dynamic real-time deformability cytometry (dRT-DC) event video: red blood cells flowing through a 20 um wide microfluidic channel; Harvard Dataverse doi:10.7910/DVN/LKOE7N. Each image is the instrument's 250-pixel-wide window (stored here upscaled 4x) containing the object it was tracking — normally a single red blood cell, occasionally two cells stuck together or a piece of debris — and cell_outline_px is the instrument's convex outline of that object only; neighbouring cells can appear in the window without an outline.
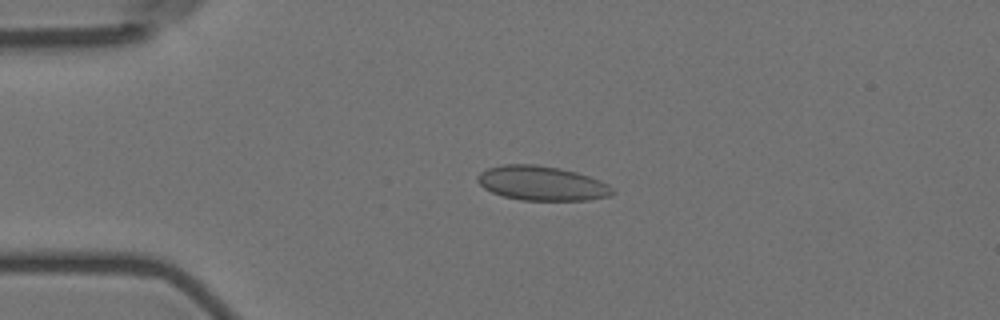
{"species": "Egyptian fruit bat (a non-hibernating species)", "species_latin": "Rousettus aegyptiacus", "temperature_condition": "room temperature", "stored_images_in_passage": 4, "camera_frame_rate_fps": 3000, "um_per_image_px": 0.085, "animal": {"sex": "female"}, "frame": {"image": 1, "passage_image": 3, "time_ms": 2.333, "image_size_px": [1000, 320], "cell_outline_px": [[616, 192], [608, 196], [588, 200], [520, 200], [504, 196], [492, 192], [484, 188], [476, 180], [476, 176], [480, 172], [488, 168], [504, 164], [536, 164], [560, 168], [576, 172], [600, 180], [608, 184]], "centroid_in_image_um": [46.04, 15.57], "position_along_channel_um": 39.0, "area_um2": 27.11}}